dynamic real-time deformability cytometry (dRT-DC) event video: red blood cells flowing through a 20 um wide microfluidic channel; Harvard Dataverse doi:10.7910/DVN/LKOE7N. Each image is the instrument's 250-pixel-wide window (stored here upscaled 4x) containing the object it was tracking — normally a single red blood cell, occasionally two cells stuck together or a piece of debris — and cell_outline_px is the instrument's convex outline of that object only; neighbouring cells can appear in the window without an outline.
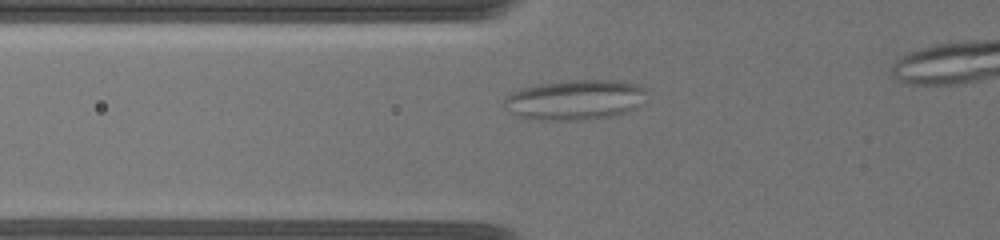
{"species": "common noctule bat (a hibernating species)", "species_latin": "Nyctalus noctula", "temperature_condition": "warm", "stored_images_in_passage": 30, "segment_of_instrument_passage": [1, 2], "camera_frame_rate_fps": 3000, "um_per_image_px": 0.085, "animal": {"sex": "female", "body_mass_g": 19.5, "forearm_length_mm": 54.1}, "frame": {"image": 1, "passage_image": 10, "time_ms": 3.333, "image_size_px": [1000, 240], "cell_outline_px": [[644, 88], [632, 104], [624, 112], [612, 116], [580, 120], [540, 120], [520, 116], [512, 112], [504, 100], [512, 92], [520, 88], [540, 84], [572, 80], [620, 80], [636, 84]], "centroid_in_image_um": [48.76, 8.47], "position_along_channel_um": 77.0, "area_um2": 31.85}}
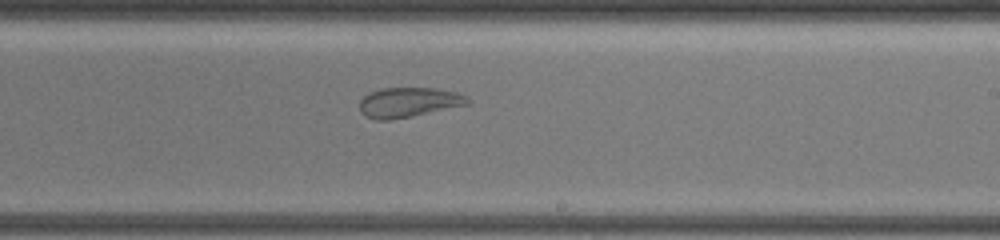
{"frame": {"image": 2, "passage_image": 20, "time_ms": 8.333, "image_size_px": [1000, 240], "cell_outline_px": [[472, 104], [388, 120], [376, 120], [364, 116], [360, 112], [360, 100], [368, 92], [380, 88], [436, 88], [456, 92], [468, 96], [472, 100]], "centroid_in_image_um": [34.75, 8.69], "position_along_channel_um": 254.2, "area_um2": 18.96}}
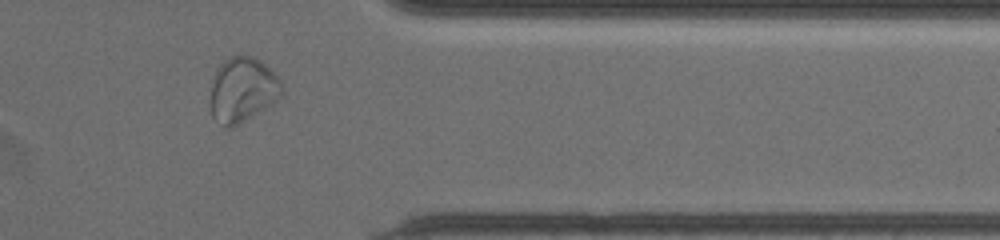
{"frame": {"image": 3, "passage_image": 27, "time_ms": 12.333, "image_size_px": [1000, 240], "cell_outline_px": [[284, 88], [280, 96], [272, 104], [232, 128], [224, 128], [212, 116], [212, 84], [216, 68], [220, 64], [232, 56], [240, 52], [252, 56], [264, 64], [280, 80]], "centroid_in_image_um": [20.62, 7.62], "position_along_channel_um": 390.8, "area_um2": 26.88}}